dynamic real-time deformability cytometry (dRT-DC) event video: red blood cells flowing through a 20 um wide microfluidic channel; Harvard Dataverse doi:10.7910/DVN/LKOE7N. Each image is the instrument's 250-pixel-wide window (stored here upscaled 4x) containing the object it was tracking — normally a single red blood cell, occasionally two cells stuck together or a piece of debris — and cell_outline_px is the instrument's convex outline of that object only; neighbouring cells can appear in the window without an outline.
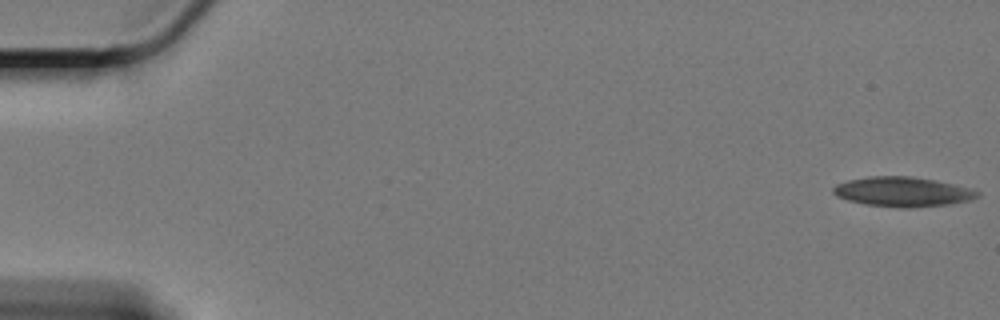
{"species": "Egyptian fruit bat (a non-hibernating species)", "species_latin": "Rousettus aegyptiacus", "temperature_condition": "cold", "stored_images_in_passage": 59, "camera_frame_rate_fps": 3000, "um_per_image_px": 0.085, "animal": {"sex": "female"}, "frame": {"image": 1, "passage_image": 1, "time_ms": 0.0, "image_size_px": [1000, 320], "cell_outline_px": [[980, 196], [968, 200], [948, 204], [912, 208], [900, 208], [864, 204], [848, 200], [836, 196], [832, 192], [832, 188], [836, 184], [848, 180], [868, 176], [912, 176], [936, 180], [968, 188], [980, 192]], "centroid_in_image_um": [76.68, 16.3], "position_along_channel_um": 8.3, "area_um2": 24.97}}
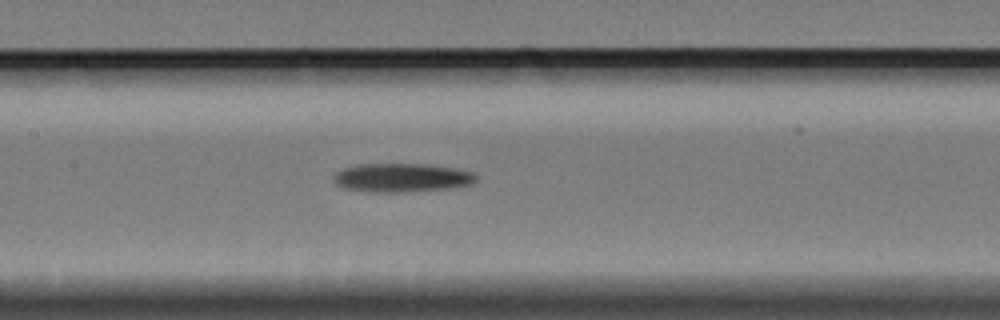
{"frame": {"image": 2, "passage_image": 29, "time_ms": 9.333, "image_size_px": [1000, 320], "cell_outline_px": [[476, 180], [472, 184], [448, 188], [404, 192], [368, 192], [344, 188], [336, 184], [332, 176], [336, 172], [344, 168], [360, 164], [424, 164], [452, 168], [472, 172], [476, 176]], "centroid_in_image_um": [34.1, 15.11], "position_along_channel_um": 173.3, "area_um2": 23.7}}
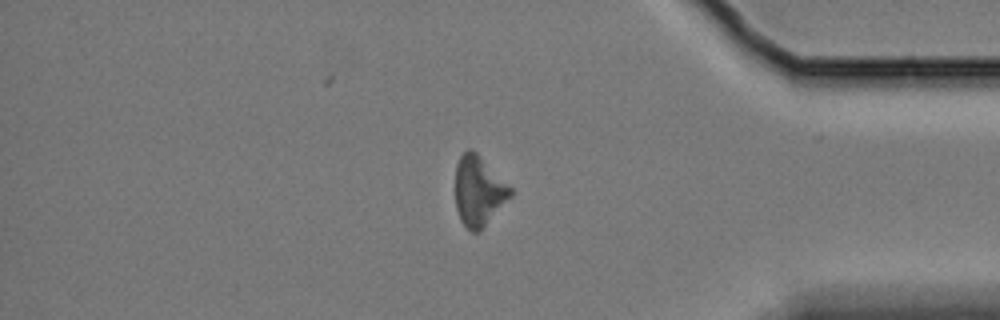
{"frame": {"image": 3, "passage_image": 51, "time_ms": 16.667, "image_size_px": [1000, 320], "cell_outline_px": [[516, 192], [480, 232], [472, 232], [460, 220], [456, 208], [456, 164], [460, 156], [468, 148], [472, 148]], "centroid_in_image_um": [40.71, 16.25], "position_along_channel_um": 394.5, "area_um2": 22.6}}